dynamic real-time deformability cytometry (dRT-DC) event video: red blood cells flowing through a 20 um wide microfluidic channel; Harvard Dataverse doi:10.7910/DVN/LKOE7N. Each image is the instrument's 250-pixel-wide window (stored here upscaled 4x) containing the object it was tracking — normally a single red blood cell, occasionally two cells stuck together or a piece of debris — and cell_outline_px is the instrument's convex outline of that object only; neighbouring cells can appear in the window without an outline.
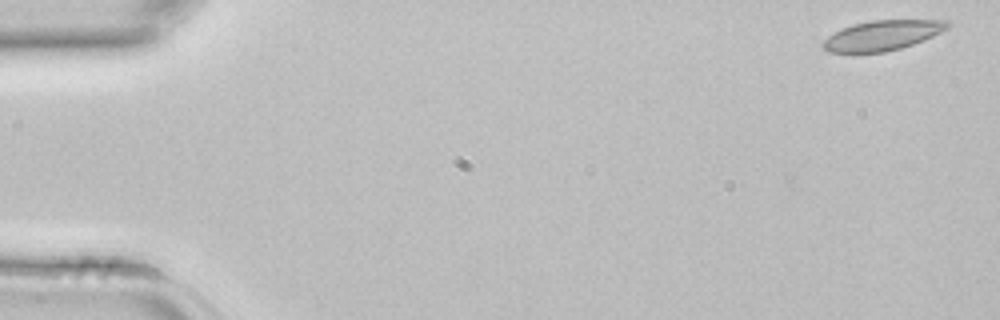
{"species": "common noctule bat (a hibernating species)", "species_latin": "Nyctalus noctula", "temperature_condition": "room temperature", "stored_images_in_passage": 5, "camera_frame_rate_fps": 3000, "um_per_image_px": 0.085, "animal": {"sex": "female", "body_mass_g": 22.7, "forearm_length_mm": 54.2}, "frame": {"image": 1, "passage_image": 1, "time_ms": 0.0, "image_size_px": [1000, 320], "cell_outline_px": [[952, 24], [948, 28], [924, 40], [900, 48], [884, 52], [828, 52], [820, 44], [828, 36], [852, 24], [872, 20], [948, 20]], "centroid_in_image_um": [75.02, 3.0], "position_along_channel_um": 10.0, "area_um2": 21.56}}
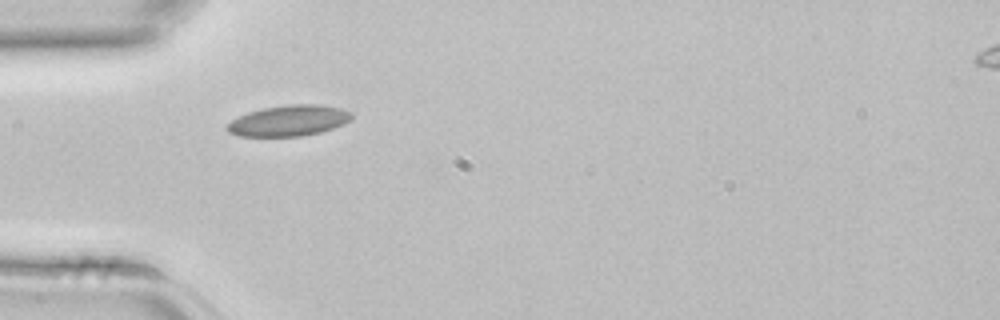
{"frame": {"image": 2, "passage_image": 4, "time_ms": 1.0, "image_size_px": [1000, 320], "cell_outline_px": [[352, 120], [344, 124], [320, 132], [300, 136], [240, 136], [228, 132], [228, 124], [232, 120], [248, 112], [264, 108], [288, 104], [320, 104], [340, 108], [352, 112]], "centroid_in_image_um": [24.59, 10.25], "position_along_channel_um": 60.4, "area_um2": 22.25}}